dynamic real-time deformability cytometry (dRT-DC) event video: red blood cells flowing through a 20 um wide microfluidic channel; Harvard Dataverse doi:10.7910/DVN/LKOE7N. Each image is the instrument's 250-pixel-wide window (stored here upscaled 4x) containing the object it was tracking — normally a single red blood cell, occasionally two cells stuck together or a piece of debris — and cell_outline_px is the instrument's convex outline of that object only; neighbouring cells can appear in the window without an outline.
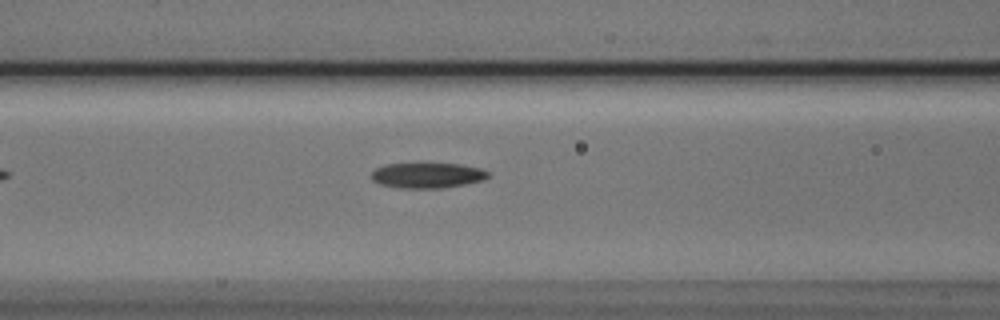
{"species": "Egyptian fruit bat (a non-hibernating species)", "species_latin": "Rousettus aegyptiacus", "temperature_condition": "cold", "stored_images_in_passage": 8, "camera_frame_rate_fps": 3000, "um_per_image_px": 0.085, "animal": {"sex": "male"}, "frame": {"image": 1, "passage_image": 8, "time_ms": 2.333, "image_size_px": [1000, 320], "cell_outline_px": [[488, 176], [484, 180], [444, 188], [400, 188], [380, 184], [372, 180], [372, 172], [376, 168], [384, 164], [460, 164], [480, 168], [488, 172]], "centroid_in_image_um": [36.31, 14.91], "position_along_channel_um": 130.3, "area_um2": 17.11}}